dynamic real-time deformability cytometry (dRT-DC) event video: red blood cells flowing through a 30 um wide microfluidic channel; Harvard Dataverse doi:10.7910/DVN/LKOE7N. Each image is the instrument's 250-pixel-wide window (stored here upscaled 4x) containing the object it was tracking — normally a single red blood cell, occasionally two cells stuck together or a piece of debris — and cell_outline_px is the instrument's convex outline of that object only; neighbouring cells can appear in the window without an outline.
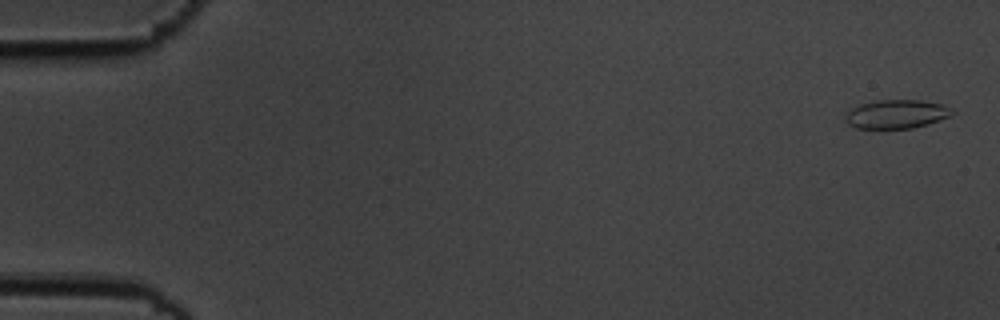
{"species": "common noctule bat (a hibernating species)", "species_latin": "Nyctalus noctula", "temperature_condition": "cold", "stored_images_in_passage": 55, "camera_frame_rate_fps": 3000, "um_per_image_px": 0.085, "animal": {"sex": "male", "body_mass_g": 19.5, "forearm_length_mm": 54.6}, "frame": {"image": 1, "passage_image": 2, "time_ms": 0.333, "image_size_px": [1000, 320], "cell_outline_px": [[956, 112], [940, 120], [928, 124], [912, 128], [856, 128], [848, 124], [844, 120], [844, 116], [852, 108], [860, 104], [876, 100], [920, 100], [944, 104], [952, 108]], "centroid_in_image_um": [76.21, 9.69], "position_along_channel_um": 8.8, "area_um2": 17.98}}
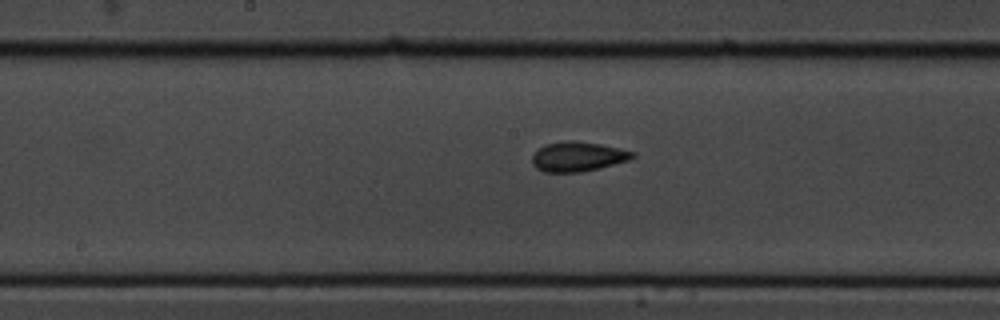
{"frame": {"image": 2, "passage_image": 29, "time_ms": 9.333, "image_size_px": [1000, 320], "cell_outline_px": [[636, 156], [628, 160], [580, 172], [544, 172], [536, 168], [532, 164], [532, 156], [544, 144], [564, 140], [576, 140], [600, 144], [636, 152]], "centroid_in_image_um": [49.09, 13.29], "position_along_channel_um": 199.1, "area_um2": 17.28}}
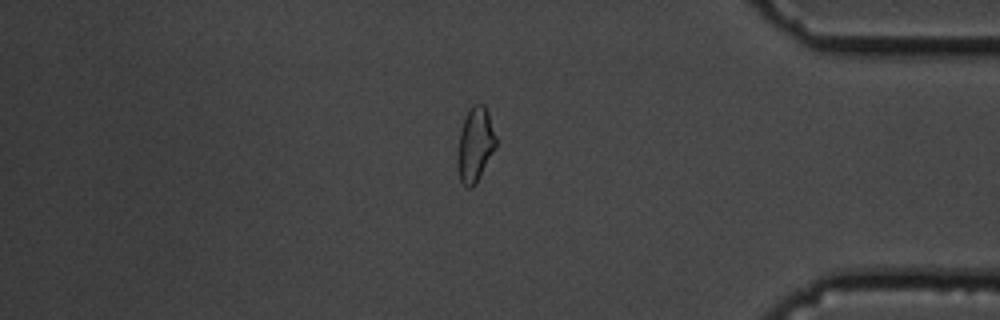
{"frame": {"image": 3, "passage_image": 47, "time_ms": 15.333, "image_size_px": [1000, 320], "cell_outline_px": [[496, 148], [472, 188], [468, 188], [460, 180], [456, 156], [460, 132], [464, 120], [472, 104], [484, 104], [488, 112], [496, 136]], "centroid_in_image_um": [40.39, 12.28], "position_along_channel_um": 394.8, "area_um2": 16.47}, "authors_computed_cell_mechanics": {"area_um2": 17.2822, "velocity_mm_per_s": 3.6744, "shape_relaxation_time_tau1_ms": 11.1423, "shape_relaxation_time_tau2_ms": 1.4601, "deformation_change_tau1": 0.1701, "deformation_change_tau2": 0.0771}}